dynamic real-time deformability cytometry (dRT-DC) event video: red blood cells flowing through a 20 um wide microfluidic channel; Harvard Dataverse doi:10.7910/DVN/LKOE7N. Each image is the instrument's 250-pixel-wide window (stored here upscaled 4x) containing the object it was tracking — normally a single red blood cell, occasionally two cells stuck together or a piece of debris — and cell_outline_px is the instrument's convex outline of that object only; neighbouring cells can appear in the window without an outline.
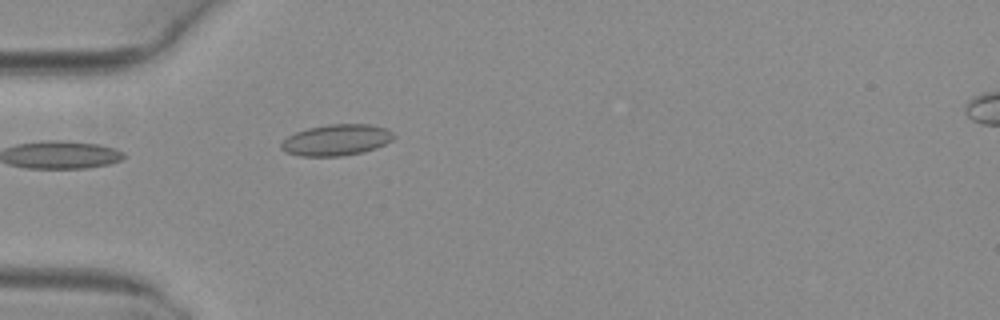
{"species": "common noctule bat (a hibernating species)", "species_latin": "Nyctalus noctula", "temperature_condition": "warm", "stored_images_in_passage": 1, "camera_frame_rate_fps": 3000, "um_per_image_px": 0.085, "animal": {"sex": "female", "body_mass_g": 29.2, "forearm_length_mm": 56.3}, "frame": {"image": 1, "passage_image": 1, "time_ms": 0.0, "image_size_px": [1000, 320], "cell_outline_px": [[396, 136], [392, 140], [376, 148], [364, 152], [340, 156], [300, 156], [284, 152], [280, 148], [280, 144], [288, 136], [296, 132], [308, 128], [328, 124], [372, 124], [388, 128]], "centroid_in_image_um": [28.61, 11.89], "position_along_channel_um": 56.4, "area_um2": 20.63}}